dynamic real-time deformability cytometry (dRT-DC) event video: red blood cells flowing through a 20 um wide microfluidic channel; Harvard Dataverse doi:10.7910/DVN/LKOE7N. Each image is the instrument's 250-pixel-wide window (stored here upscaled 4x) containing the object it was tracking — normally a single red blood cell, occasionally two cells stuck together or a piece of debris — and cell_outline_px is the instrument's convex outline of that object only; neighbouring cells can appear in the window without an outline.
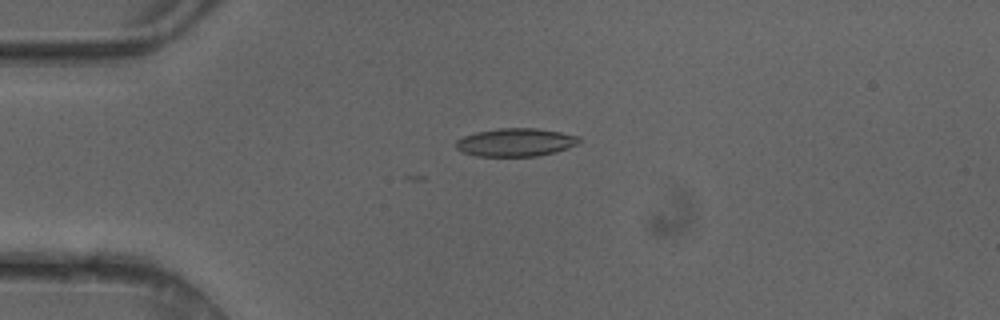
{"species": "common noctule bat (a hibernating species)", "species_latin": "Nyctalus noctula", "temperature_condition": "cold", "stored_images_in_passage": 3, "camera_frame_rate_fps": 3000, "um_per_image_px": 0.085, "animal": {"sex": "female"}, "frame": {"image": 1, "passage_image": 2, "time_ms": 0.333, "image_size_px": [1000, 320], "cell_outline_px": [[580, 144], [556, 152], [536, 156], [476, 156], [464, 152], [456, 148], [456, 140], [464, 136], [476, 132], [500, 128], [536, 128], [560, 132], [580, 136]], "centroid_in_image_um": [43.86, 12.1], "position_along_channel_um": 41.1, "area_um2": 20.23}}